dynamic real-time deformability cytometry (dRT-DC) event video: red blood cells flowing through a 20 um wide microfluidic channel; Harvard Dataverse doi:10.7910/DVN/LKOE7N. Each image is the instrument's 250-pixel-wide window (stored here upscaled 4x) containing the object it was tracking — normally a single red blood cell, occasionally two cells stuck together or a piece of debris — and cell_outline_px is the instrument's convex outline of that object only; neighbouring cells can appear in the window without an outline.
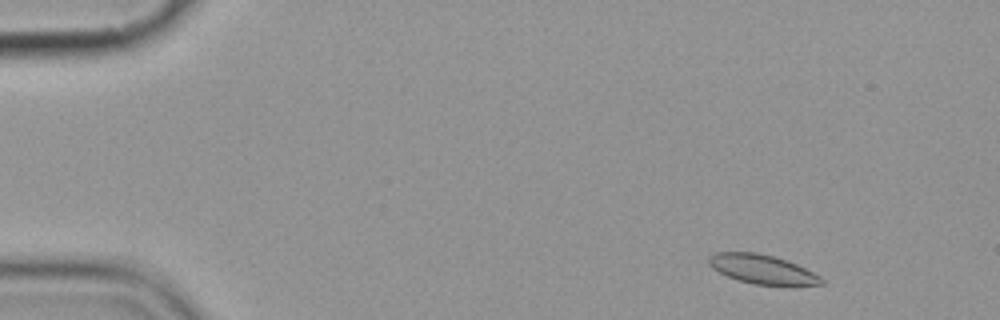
{"species": "common noctule bat (a hibernating species)", "species_latin": "Nyctalus noctula", "temperature_condition": "cold", "stored_images_in_passage": 4, "camera_frame_rate_fps": 3000, "um_per_image_px": 0.085, "animal": {"sex": "female", "body_mass_g": 19.9}, "frame": {"image": 1, "passage_image": 1, "time_ms": 0.0, "image_size_px": [1000, 320], "cell_outline_px": [[824, 284], [752, 284], [736, 280], [712, 268], [708, 264], [708, 256], [716, 252], [756, 252], [788, 260], [820, 276], [824, 280]], "centroid_in_image_um": [64.73, 22.86], "position_along_channel_um": 20.3, "area_um2": 18.84}}
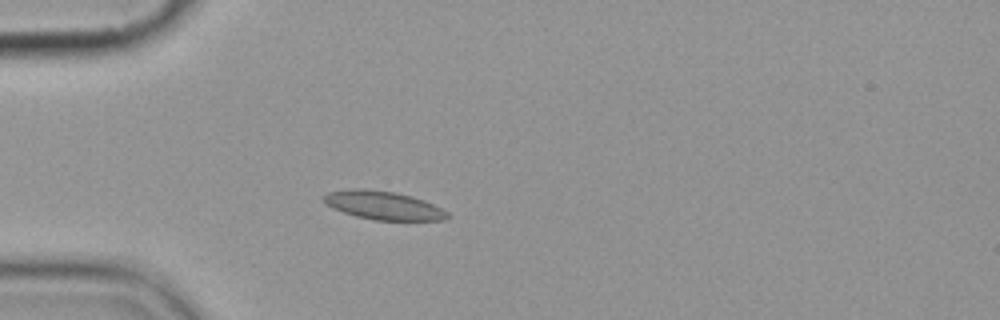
{"frame": {"image": 2, "passage_image": 4, "time_ms": 3.333, "image_size_px": [1000, 320], "cell_outline_px": [[452, 216], [444, 220], [372, 220], [356, 216], [332, 208], [324, 204], [320, 196], [328, 192], [352, 188], [364, 188], [396, 192], [412, 196], [432, 204], [448, 212]], "centroid_in_image_um": [32.53, 17.45], "position_along_channel_um": 52.5, "area_um2": 20.75}}